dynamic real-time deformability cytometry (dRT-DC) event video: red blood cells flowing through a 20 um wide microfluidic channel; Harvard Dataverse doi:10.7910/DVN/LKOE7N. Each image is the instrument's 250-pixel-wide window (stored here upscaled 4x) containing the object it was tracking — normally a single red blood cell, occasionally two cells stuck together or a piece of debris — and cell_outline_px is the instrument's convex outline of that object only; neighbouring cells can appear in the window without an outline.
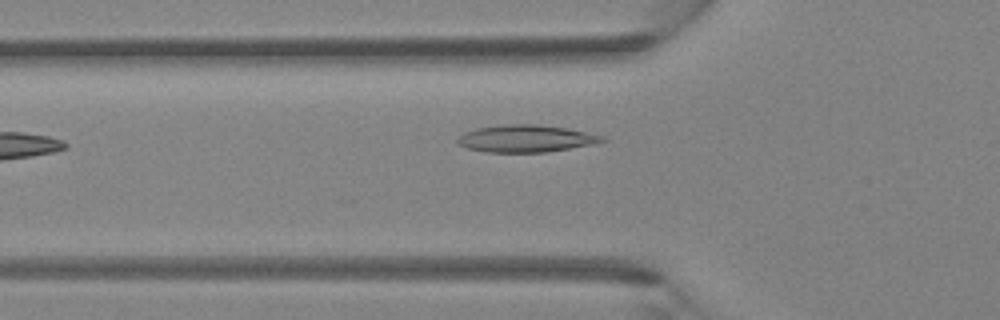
{"species": "Egyptian fruit bat (a non-hibernating species)", "species_latin": "Rousettus aegyptiacus", "temperature_condition": "room temperature", "stored_images_in_passage": 5, "camera_frame_rate_fps": 3000, "um_per_image_px": 0.085, "animal": {"sex": "female"}, "frame": {"image": 1, "passage_image": 5, "time_ms": 1.333, "image_size_px": [1000, 320], "cell_outline_px": [[608, 140], [592, 144], [548, 152], [484, 152], [468, 148], [460, 144], [456, 140], [464, 132], [476, 128], [504, 124], [536, 124], [568, 128], [604, 136]], "centroid_in_image_um": [44.71, 11.77], "position_along_channel_um": 81.1, "area_um2": 22.89}}